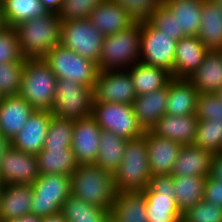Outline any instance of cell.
Returning a JSON list of instances; mask_svg holds the SVG:
<instances>
[{"label": "cell", "mask_w": 222, "mask_h": 222, "mask_svg": "<svg viewBox=\"0 0 222 222\" xmlns=\"http://www.w3.org/2000/svg\"><path fill=\"white\" fill-rule=\"evenodd\" d=\"M62 20L57 13L35 17L14 27L24 59L44 58L60 45Z\"/></svg>", "instance_id": "1"}, {"label": "cell", "mask_w": 222, "mask_h": 222, "mask_svg": "<svg viewBox=\"0 0 222 222\" xmlns=\"http://www.w3.org/2000/svg\"><path fill=\"white\" fill-rule=\"evenodd\" d=\"M70 184L73 196L111 211L117 195L111 172L94 164L78 165L70 175Z\"/></svg>", "instance_id": "2"}, {"label": "cell", "mask_w": 222, "mask_h": 222, "mask_svg": "<svg viewBox=\"0 0 222 222\" xmlns=\"http://www.w3.org/2000/svg\"><path fill=\"white\" fill-rule=\"evenodd\" d=\"M57 80L43 58L26 59L18 96L24 98L35 110L51 111Z\"/></svg>", "instance_id": "3"}, {"label": "cell", "mask_w": 222, "mask_h": 222, "mask_svg": "<svg viewBox=\"0 0 222 222\" xmlns=\"http://www.w3.org/2000/svg\"><path fill=\"white\" fill-rule=\"evenodd\" d=\"M141 22L129 29L104 36L97 64L99 71L127 70L140 62Z\"/></svg>", "instance_id": "4"}, {"label": "cell", "mask_w": 222, "mask_h": 222, "mask_svg": "<svg viewBox=\"0 0 222 222\" xmlns=\"http://www.w3.org/2000/svg\"><path fill=\"white\" fill-rule=\"evenodd\" d=\"M151 177L145 138L141 136L128 140L123 159L113 174L116 191H143L147 188Z\"/></svg>", "instance_id": "5"}, {"label": "cell", "mask_w": 222, "mask_h": 222, "mask_svg": "<svg viewBox=\"0 0 222 222\" xmlns=\"http://www.w3.org/2000/svg\"><path fill=\"white\" fill-rule=\"evenodd\" d=\"M171 175L152 176L142 192L145 195L148 222H182L181 213L175 199Z\"/></svg>", "instance_id": "6"}, {"label": "cell", "mask_w": 222, "mask_h": 222, "mask_svg": "<svg viewBox=\"0 0 222 222\" xmlns=\"http://www.w3.org/2000/svg\"><path fill=\"white\" fill-rule=\"evenodd\" d=\"M57 79H67L93 88L99 73L97 63L92 62L74 51L55 46L43 58Z\"/></svg>", "instance_id": "7"}, {"label": "cell", "mask_w": 222, "mask_h": 222, "mask_svg": "<svg viewBox=\"0 0 222 222\" xmlns=\"http://www.w3.org/2000/svg\"><path fill=\"white\" fill-rule=\"evenodd\" d=\"M93 88L67 79H58L51 113L62 119L78 120L92 115Z\"/></svg>", "instance_id": "8"}, {"label": "cell", "mask_w": 222, "mask_h": 222, "mask_svg": "<svg viewBox=\"0 0 222 222\" xmlns=\"http://www.w3.org/2000/svg\"><path fill=\"white\" fill-rule=\"evenodd\" d=\"M31 215L46 217L60 213L61 206L71 194L70 176L40 175L32 184Z\"/></svg>", "instance_id": "9"}, {"label": "cell", "mask_w": 222, "mask_h": 222, "mask_svg": "<svg viewBox=\"0 0 222 222\" xmlns=\"http://www.w3.org/2000/svg\"><path fill=\"white\" fill-rule=\"evenodd\" d=\"M104 35L88 19L63 21L60 45L98 64Z\"/></svg>", "instance_id": "10"}, {"label": "cell", "mask_w": 222, "mask_h": 222, "mask_svg": "<svg viewBox=\"0 0 222 222\" xmlns=\"http://www.w3.org/2000/svg\"><path fill=\"white\" fill-rule=\"evenodd\" d=\"M92 116L102 130L127 140L141 137L145 132L136 119L132 104L93 103Z\"/></svg>", "instance_id": "11"}, {"label": "cell", "mask_w": 222, "mask_h": 222, "mask_svg": "<svg viewBox=\"0 0 222 222\" xmlns=\"http://www.w3.org/2000/svg\"><path fill=\"white\" fill-rule=\"evenodd\" d=\"M176 40L156 29L148 20L141 21L142 63L161 67L173 77Z\"/></svg>", "instance_id": "12"}, {"label": "cell", "mask_w": 222, "mask_h": 222, "mask_svg": "<svg viewBox=\"0 0 222 222\" xmlns=\"http://www.w3.org/2000/svg\"><path fill=\"white\" fill-rule=\"evenodd\" d=\"M137 97L127 70L99 71L93 87V103L132 104Z\"/></svg>", "instance_id": "13"}, {"label": "cell", "mask_w": 222, "mask_h": 222, "mask_svg": "<svg viewBox=\"0 0 222 222\" xmlns=\"http://www.w3.org/2000/svg\"><path fill=\"white\" fill-rule=\"evenodd\" d=\"M40 177L37 158L11 146L0 163V181L5 184H33Z\"/></svg>", "instance_id": "14"}, {"label": "cell", "mask_w": 222, "mask_h": 222, "mask_svg": "<svg viewBox=\"0 0 222 222\" xmlns=\"http://www.w3.org/2000/svg\"><path fill=\"white\" fill-rule=\"evenodd\" d=\"M101 130L92 115L74 120L71 148L78 165L95 164Z\"/></svg>", "instance_id": "15"}, {"label": "cell", "mask_w": 222, "mask_h": 222, "mask_svg": "<svg viewBox=\"0 0 222 222\" xmlns=\"http://www.w3.org/2000/svg\"><path fill=\"white\" fill-rule=\"evenodd\" d=\"M143 137L147 144L152 176L170 175L183 145L174 140L156 136L150 130H145Z\"/></svg>", "instance_id": "16"}, {"label": "cell", "mask_w": 222, "mask_h": 222, "mask_svg": "<svg viewBox=\"0 0 222 222\" xmlns=\"http://www.w3.org/2000/svg\"><path fill=\"white\" fill-rule=\"evenodd\" d=\"M52 116L50 111L35 110L11 141L12 146L25 153L37 155L44 146Z\"/></svg>", "instance_id": "17"}, {"label": "cell", "mask_w": 222, "mask_h": 222, "mask_svg": "<svg viewBox=\"0 0 222 222\" xmlns=\"http://www.w3.org/2000/svg\"><path fill=\"white\" fill-rule=\"evenodd\" d=\"M32 184H5L0 189V222L31 214Z\"/></svg>", "instance_id": "18"}, {"label": "cell", "mask_w": 222, "mask_h": 222, "mask_svg": "<svg viewBox=\"0 0 222 222\" xmlns=\"http://www.w3.org/2000/svg\"><path fill=\"white\" fill-rule=\"evenodd\" d=\"M34 112L35 109L18 95L0 98V134L12 141Z\"/></svg>", "instance_id": "19"}, {"label": "cell", "mask_w": 222, "mask_h": 222, "mask_svg": "<svg viewBox=\"0 0 222 222\" xmlns=\"http://www.w3.org/2000/svg\"><path fill=\"white\" fill-rule=\"evenodd\" d=\"M88 20L104 36L116 34L133 26L136 21L112 0H103L89 15Z\"/></svg>", "instance_id": "20"}, {"label": "cell", "mask_w": 222, "mask_h": 222, "mask_svg": "<svg viewBox=\"0 0 222 222\" xmlns=\"http://www.w3.org/2000/svg\"><path fill=\"white\" fill-rule=\"evenodd\" d=\"M208 49L197 36H185L176 42L173 77L188 79L202 64Z\"/></svg>", "instance_id": "21"}, {"label": "cell", "mask_w": 222, "mask_h": 222, "mask_svg": "<svg viewBox=\"0 0 222 222\" xmlns=\"http://www.w3.org/2000/svg\"><path fill=\"white\" fill-rule=\"evenodd\" d=\"M198 121L195 114L187 116L164 114L150 131L156 136L174 140L182 145L193 144Z\"/></svg>", "instance_id": "22"}, {"label": "cell", "mask_w": 222, "mask_h": 222, "mask_svg": "<svg viewBox=\"0 0 222 222\" xmlns=\"http://www.w3.org/2000/svg\"><path fill=\"white\" fill-rule=\"evenodd\" d=\"M213 153L194 144L183 145L170 173L174 176L207 178Z\"/></svg>", "instance_id": "23"}, {"label": "cell", "mask_w": 222, "mask_h": 222, "mask_svg": "<svg viewBox=\"0 0 222 222\" xmlns=\"http://www.w3.org/2000/svg\"><path fill=\"white\" fill-rule=\"evenodd\" d=\"M168 84L149 94L138 95L133 103V111L144 130H151L156 122L166 114Z\"/></svg>", "instance_id": "24"}, {"label": "cell", "mask_w": 222, "mask_h": 222, "mask_svg": "<svg viewBox=\"0 0 222 222\" xmlns=\"http://www.w3.org/2000/svg\"><path fill=\"white\" fill-rule=\"evenodd\" d=\"M188 80L199 93H217L222 88V51L208 50L202 64Z\"/></svg>", "instance_id": "25"}, {"label": "cell", "mask_w": 222, "mask_h": 222, "mask_svg": "<svg viewBox=\"0 0 222 222\" xmlns=\"http://www.w3.org/2000/svg\"><path fill=\"white\" fill-rule=\"evenodd\" d=\"M199 94L188 79L172 78L168 83L166 114L175 116L195 114Z\"/></svg>", "instance_id": "26"}, {"label": "cell", "mask_w": 222, "mask_h": 222, "mask_svg": "<svg viewBox=\"0 0 222 222\" xmlns=\"http://www.w3.org/2000/svg\"><path fill=\"white\" fill-rule=\"evenodd\" d=\"M163 4L177 18L178 40L198 35L203 0H164Z\"/></svg>", "instance_id": "27"}, {"label": "cell", "mask_w": 222, "mask_h": 222, "mask_svg": "<svg viewBox=\"0 0 222 222\" xmlns=\"http://www.w3.org/2000/svg\"><path fill=\"white\" fill-rule=\"evenodd\" d=\"M197 37L208 50H222V11L213 0H203Z\"/></svg>", "instance_id": "28"}, {"label": "cell", "mask_w": 222, "mask_h": 222, "mask_svg": "<svg viewBox=\"0 0 222 222\" xmlns=\"http://www.w3.org/2000/svg\"><path fill=\"white\" fill-rule=\"evenodd\" d=\"M110 212L115 222H148L142 191L117 192Z\"/></svg>", "instance_id": "29"}, {"label": "cell", "mask_w": 222, "mask_h": 222, "mask_svg": "<svg viewBox=\"0 0 222 222\" xmlns=\"http://www.w3.org/2000/svg\"><path fill=\"white\" fill-rule=\"evenodd\" d=\"M36 158L40 175L70 176L78 167L72 148H42Z\"/></svg>", "instance_id": "30"}, {"label": "cell", "mask_w": 222, "mask_h": 222, "mask_svg": "<svg viewBox=\"0 0 222 222\" xmlns=\"http://www.w3.org/2000/svg\"><path fill=\"white\" fill-rule=\"evenodd\" d=\"M127 71L132 78L137 96L149 94L154 90L160 89L172 79L169 71L141 61L128 68Z\"/></svg>", "instance_id": "31"}, {"label": "cell", "mask_w": 222, "mask_h": 222, "mask_svg": "<svg viewBox=\"0 0 222 222\" xmlns=\"http://www.w3.org/2000/svg\"><path fill=\"white\" fill-rule=\"evenodd\" d=\"M60 214L67 222H109L112 219L110 211L89 204L72 194L64 201Z\"/></svg>", "instance_id": "32"}, {"label": "cell", "mask_w": 222, "mask_h": 222, "mask_svg": "<svg viewBox=\"0 0 222 222\" xmlns=\"http://www.w3.org/2000/svg\"><path fill=\"white\" fill-rule=\"evenodd\" d=\"M127 141L111 131L101 130L99 151L94 165L114 174L123 159Z\"/></svg>", "instance_id": "33"}, {"label": "cell", "mask_w": 222, "mask_h": 222, "mask_svg": "<svg viewBox=\"0 0 222 222\" xmlns=\"http://www.w3.org/2000/svg\"><path fill=\"white\" fill-rule=\"evenodd\" d=\"M175 199L183 214L203 200L206 178L198 176H174Z\"/></svg>", "instance_id": "34"}, {"label": "cell", "mask_w": 222, "mask_h": 222, "mask_svg": "<svg viewBox=\"0 0 222 222\" xmlns=\"http://www.w3.org/2000/svg\"><path fill=\"white\" fill-rule=\"evenodd\" d=\"M8 27L35 17L45 16L48 10L39 0H0Z\"/></svg>", "instance_id": "35"}, {"label": "cell", "mask_w": 222, "mask_h": 222, "mask_svg": "<svg viewBox=\"0 0 222 222\" xmlns=\"http://www.w3.org/2000/svg\"><path fill=\"white\" fill-rule=\"evenodd\" d=\"M193 144L213 154L222 152V122L199 120Z\"/></svg>", "instance_id": "36"}, {"label": "cell", "mask_w": 222, "mask_h": 222, "mask_svg": "<svg viewBox=\"0 0 222 222\" xmlns=\"http://www.w3.org/2000/svg\"><path fill=\"white\" fill-rule=\"evenodd\" d=\"M74 120L52 116L43 148H71Z\"/></svg>", "instance_id": "37"}, {"label": "cell", "mask_w": 222, "mask_h": 222, "mask_svg": "<svg viewBox=\"0 0 222 222\" xmlns=\"http://www.w3.org/2000/svg\"><path fill=\"white\" fill-rule=\"evenodd\" d=\"M25 61L0 64V98L18 95Z\"/></svg>", "instance_id": "38"}, {"label": "cell", "mask_w": 222, "mask_h": 222, "mask_svg": "<svg viewBox=\"0 0 222 222\" xmlns=\"http://www.w3.org/2000/svg\"><path fill=\"white\" fill-rule=\"evenodd\" d=\"M103 0H62L58 16L62 21L88 19L90 13Z\"/></svg>", "instance_id": "39"}, {"label": "cell", "mask_w": 222, "mask_h": 222, "mask_svg": "<svg viewBox=\"0 0 222 222\" xmlns=\"http://www.w3.org/2000/svg\"><path fill=\"white\" fill-rule=\"evenodd\" d=\"M195 115L199 120L222 122V100L216 93H200Z\"/></svg>", "instance_id": "40"}, {"label": "cell", "mask_w": 222, "mask_h": 222, "mask_svg": "<svg viewBox=\"0 0 222 222\" xmlns=\"http://www.w3.org/2000/svg\"><path fill=\"white\" fill-rule=\"evenodd\" d=\"M182 222H222V207L201 200L183 213Z\"/></svg>", "instance_id": "41"}, {"label": "cell", "mask_w": 222, "mask_h": 222, "mask_svg": "<svg viewBox=\"0 0 222 222\" xmlns=\"http://www.w3.org/2000/svg\"><path fill=\"white\" fill-rule=\"evenodd\" d=\"M121 7L136 21H146L155 12L164 0H112Z\"/></svg>", "instance_id": "42"}, {"label": "cell", "mask_w": 222, "mask_h": 222, "mask_svg": "<svg viewBox=\"0 0 222 222\" xmlns=\"http://www.w3.org/2000/svg\"><path fill=\"white\" fill-rule=\"evenodd\" d=\"M14 61H26L20 52L16 31L7 27L0 32V64Z\"/></svg>", "instance_id": "43"}, {"label": "cell", "mask_w": 222, "mask_h": 222, "mask_svg": "<svg viewBox=\"0 0 222 222\" xmlns=\"http://www.w3.org/2000/svg\"><path fill=\"white\" fill-rule=\"evenodd\" d=\"M148 21L156 28L167 34L172 39L178 41V23L177 18L171 11L162 4L155 12H153Z\"/></svg>", "instance_id": "44"}, {"label": "cell", "mask_w": 222, "mask_h": 222, "mask_svg": "<svg viewBox=\"0 0 222 222\" xmlns=\"http://www.w3.org/2000/svg\"><path fill=\"white\" fill-rule=\"evenodd\" d=\"M203 200L222 207V181L208 176L205 182Z\"/></svg>", "instance_id": "45"}, {"label": "cell", "mask_w": 222, "mask_h": 222, "mask_svg": "<svg viewBox=\"0 0 222 222\" xmlns=\"http://www.w3.org/2000/svg\"><path fill=\"white\" fill-rule=\"evenodd\" d=\"M209 176L222 181V152L213 154Z\"/></svg>", "instance_id": "46"}, {"label": "cell", "mask_w": 222, "mask_h": 222, "mask_svg": "<svg viewBox=\"0 0 222 222\" xmlns=\"http://www.w3.org/2000/svg\"><path fill=\"white\" fill-rule=\"evenodd\" d=\"M48 12L57 13L62 6V0H39Z\"/></svg>", "instance_id": "47"}, {"label": "cell", "mask_w": 222, "mask_h": 222, "mask_svg": "<svg viewBox=\"0 0 222 222\" xmlns=\"http://www.w3.org/2000/svg\"><path fill=\"white\" fill-rule=\"evenodd\" d=\"M11 146V140L0 134V163L3 155Z\"/></svg>", "instance_id": "48"}, {"label": "cell", "mask_w": 222, "mask_h": 222, "mask_svg": "<svg viewBox=\"0 0 222 222\" xmlns=\"http://www.w3.org/2000/svg\"><path fill=\"white\" fill-rule=\"evenodd\" d=\"M41 221H42V217L30 214L16 220H12L10 222H41Z\"/></svg>", "instance_id": "49"}, {"label": "cell", "mask_w": 222, "mask_h": 222, "mask_svg": "<svg viewBox=\"0 0 222 222\" xmlns=\"http://www.w3.org/2000/svg\"><path fill=\"white\" fill-rule=\"evenodd\" d=\"M41 222H67V221L64 219V217L60 213H58L55 215L42 217Z\"/></svg>", "instance_id": "50"}, {"label": "cell", "mask_w": 222, "mask_h": 222, "mask_svg": "<svg viewBox=\"0 0 222 222\" xmlns=\"http://www.w3.org/2000/svg\"><path fill=\"white\" fill-rule=\"evenodd\" d=\"M8 27L4 13H3V8L1 5V1H0V32L5 30Z\"/></svg>", "instance_id": "51"}, {"label": "cell", "mask_w": 222, "mask_h": 222, "mask_svg": "<svg viewBox=\"0 0 222 222\" xmlns=\"http://www.w3.org/2000/svg\"><path fill=\"white\" fill-rule=\"evenodd\" d=\"M213 1L219 6V8L222 11V0H213Z\"/></svg>", "instance_id": "52"}, {"label": "cell", "mask_w": 222, "mask_h": 222, "mask_svg": "<svg viewBox=\"0 0 222 222\" xmlns=\"http://www.w3.org/2000/svg\"><path fill=\"white\" fill-rule=\"evenodd\" d=\"M219 97H220V99L222 100V88H220L218 91H217V93H216Z\"/></svg>", "instance_id": "53"}]
</instances>
